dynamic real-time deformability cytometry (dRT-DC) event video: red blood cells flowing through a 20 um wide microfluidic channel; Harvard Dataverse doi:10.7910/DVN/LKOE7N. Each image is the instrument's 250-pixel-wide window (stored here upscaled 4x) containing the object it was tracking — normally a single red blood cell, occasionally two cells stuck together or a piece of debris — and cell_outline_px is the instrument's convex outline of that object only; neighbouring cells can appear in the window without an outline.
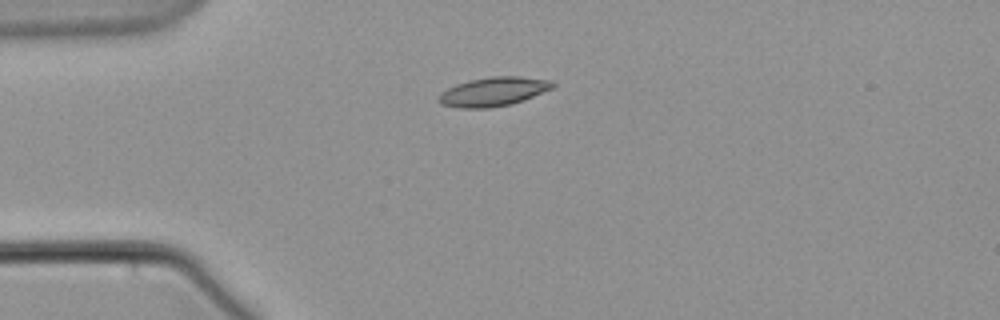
{"species": "common noctule bat (a hibernating species)", "species_latin": "Nyctalus noctula", "temperature_condition": "warm", "stored_images_in_passage": 3, "camera_frame_rate_fps": 3000, "um_per_image_px": 0.085, "animal": {"sex": "male", "body_mass_g": 21.5, "forearm_length_mm": 52.0}, "frame": {"image": 1, "passage_image": 2, "time_ms": 2.0, "image_size_px": [1000, 320], "cell_outline_px": [[556, 84], [552, 88], [524, 100], [512, 104], [488, 108], [460, 108], [440, 104], [436, 100], [440, 92], [456, 84], [472, 80], [492, 76], [516, 76], [552, 80]], "centroid_in_image_um": [41.92, 7.79], "position_along_channel_um": 43.1, "area_um2": 19.31}}